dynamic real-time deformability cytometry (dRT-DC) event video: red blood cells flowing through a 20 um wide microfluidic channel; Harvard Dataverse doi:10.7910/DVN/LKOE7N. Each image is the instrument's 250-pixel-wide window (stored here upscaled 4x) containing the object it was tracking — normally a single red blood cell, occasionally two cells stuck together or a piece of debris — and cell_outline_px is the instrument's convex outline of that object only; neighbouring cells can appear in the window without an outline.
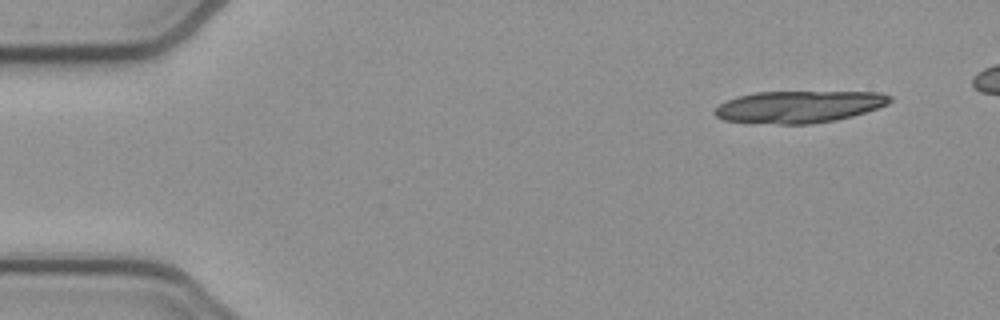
{"species": "common noctule bat (a hibernating species)", "species_latin": "Nyctalus noctula", "temperature_condition": "cold", "stored_images_in_passage": 15, "camera_frame_rate_fps": 3000, "um_per_image_px": 0.085, "animal": {"sex": "female", "body_mass_g": 21.9}, "frame": {"image": 1, "passage_image": 2, "time_ms": 0.333, "image_size_px": [1000, 320], "cell_outline_px": [[892, 100], [888, 104], [852, 116], [836, 120], [812, 124], [780, 124], [724, 120], [716, 116], [712, 112], [720, 104], [736, 96], [756, 92], [880, 92], [892, 96]], "centroid_in_image_um": [67.91, 9.07], "position_along_channel_um": 17.1, "area_um2": 32.54}}